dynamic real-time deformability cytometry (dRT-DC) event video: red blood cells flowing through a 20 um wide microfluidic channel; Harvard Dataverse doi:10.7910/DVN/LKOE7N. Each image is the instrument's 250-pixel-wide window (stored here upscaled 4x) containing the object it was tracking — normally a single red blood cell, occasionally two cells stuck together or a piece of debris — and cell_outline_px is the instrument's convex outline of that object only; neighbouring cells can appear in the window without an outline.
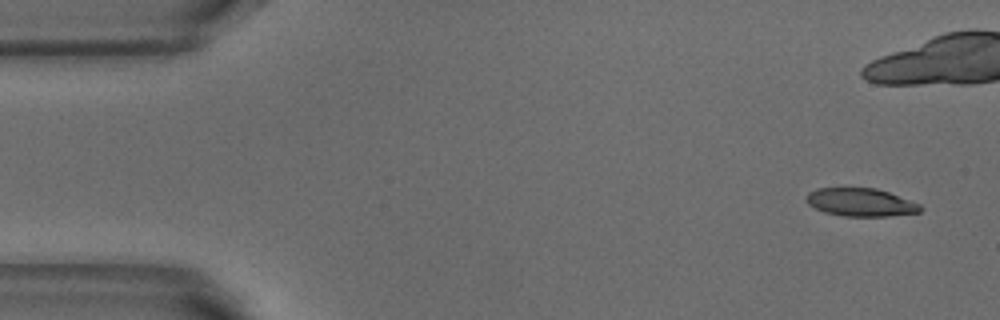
{"species": "common noctule bat (a hibernating species)", "species_latin": "Nyctalus noctula", "temperature_condition": "warm", "stored_images_in_passage": 5, "camera_frame_rate_fps": 3000, "um_per_image_px": 0.085, "animal": {"sex": "male", "body_mass_g": 18.8}, "frame": {"image": 1, "passage_image": 1, "time_ms": 0.0, "image_size_px": [1000, 320], "cell_outline_px": [[924, 208], [920, 212], [888, 216], [844, 216], [824, 212], [808, 204], [808, 192], [816, 188], [876, 188], [888, 192], [920, 204]], "centroid_in_image_um": [73.18, 17.19], "position_along_channel_um": 11.8, "area_um2": 18.5}}